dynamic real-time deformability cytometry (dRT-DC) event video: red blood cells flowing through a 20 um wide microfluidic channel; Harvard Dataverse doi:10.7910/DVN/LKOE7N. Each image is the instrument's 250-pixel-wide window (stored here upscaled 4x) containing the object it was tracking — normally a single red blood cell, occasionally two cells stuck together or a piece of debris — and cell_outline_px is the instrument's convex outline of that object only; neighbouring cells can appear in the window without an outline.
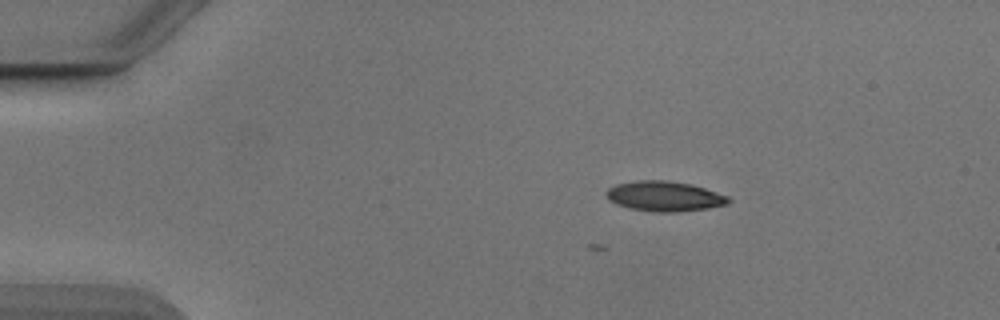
{"species": "Egyptian fruit bat (a non-hibernating species)", "species_latin": "Rousettus aegyptiacus", "temperature_condition": "cold", "stored_images_in_passage": 2, "camera_frame_rate_fps": 3000, "um_per_image_px": 0.085, "animal": {"sex": "male"}, "frame": {"image": 1, "passage_image": 2, "time_ms": 0.333, "image_size_px": [1000, 320], "cell_outline_px": [[732, 200], [728, 204], [708, 208], [672, 212], [656, 212], [632, 208], [616, 204], [608, 200], [604, 192], [608, 188], [616, 184], [636, 180], [668, 180], [692, 184], [728, 196]], "centroid_in_image_um": [56.46, 16.67], "position_along_channel_um": 28.5, "area_um2": 21.44}}